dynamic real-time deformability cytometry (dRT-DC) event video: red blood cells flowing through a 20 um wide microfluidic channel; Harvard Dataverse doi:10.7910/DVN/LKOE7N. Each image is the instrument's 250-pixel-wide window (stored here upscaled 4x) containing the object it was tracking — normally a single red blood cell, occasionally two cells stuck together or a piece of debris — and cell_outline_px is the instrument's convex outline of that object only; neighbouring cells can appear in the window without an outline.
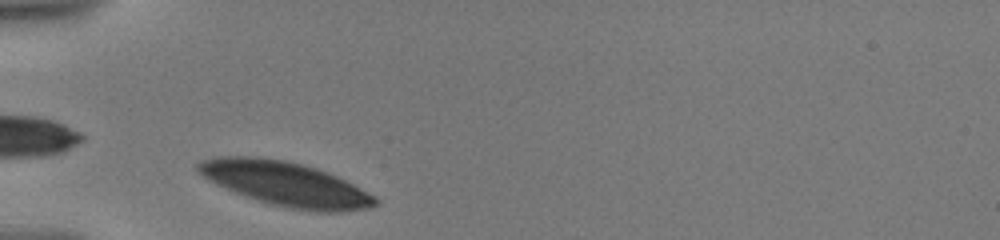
{"species": "human", "species_latin": "Homo sapiens", "temperature_condition": "warm", "stored_images_in_passage": 27, "camera_frame_rate_fps": 3000, "um_per_image_px": 0.085, "donor": {"sex": "male"}, "frame": {"image": 1, "passage_image": 3, "time_ms": 0.333, "image_size_px": [1000, 240], "cell_outline_px": [[380, 204], [372, 208], [348, 212], [316, 212], [288, 208], [272, 204], [236, 192], [216, 184], [208, 180], [196, 168], [196, 164], [200, 160], [216, 156], [256, 156], [284, 160], [304, 164], [316, 168], [336, 176], [376, 196], [380, 200]], "centroid_in_image_um": [24.33, 15.64], "position_along_channel_um": 60.7, "area_um2": 45.78}}
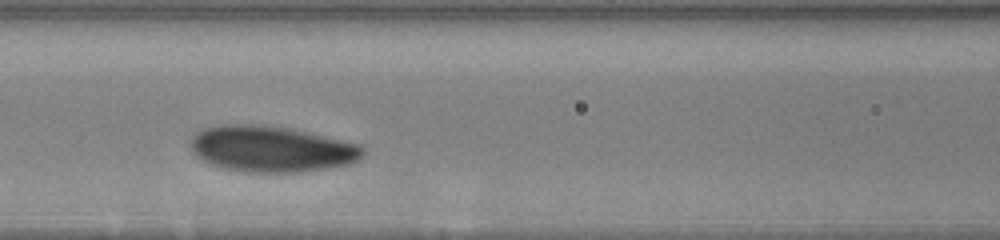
{"frame": {"image": 2, "passage_image": 17, "time_ms": 3.0, "image_size_px": [1000, 240], "cell_outline_px": [[364, 152], [356, 160], [348, 164], [308, 172], [244, 172], [220, 168], [196, 156], [192, 152], [192, 136], [196, 132], [204, 128], [220, 124], [264, 124], [288, 128], [360, 144], [364, 148]], "centroid_in_image_um": [23.04, 12.66], "position_along_channel_um": 143.6, "area_um2": 46.3}}
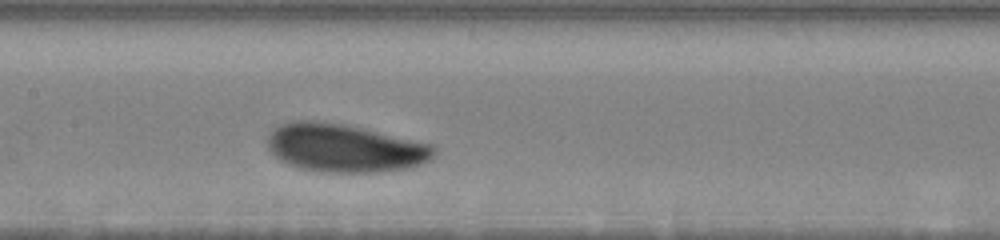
{"frame": {"image": 3, "passage_image": 23, "time_ms": 4.0, "image_size_px": [1000, 240], "cell_outline_px": [[436, 152], [428, 160], [420, 164], [408, 168], [380, 172], [320, 172], [300, 168], [288, 164], [280, 160], [268, 148], [268, 136], [272, 128], [280, 124], [292, 120], [316, 120], [344, 124], [432, 144], [436, 148]], "centroid_in_image_um": [29.26, 12.57], "position_along_channel_um": 178.1, "area_um2": 46.82}}